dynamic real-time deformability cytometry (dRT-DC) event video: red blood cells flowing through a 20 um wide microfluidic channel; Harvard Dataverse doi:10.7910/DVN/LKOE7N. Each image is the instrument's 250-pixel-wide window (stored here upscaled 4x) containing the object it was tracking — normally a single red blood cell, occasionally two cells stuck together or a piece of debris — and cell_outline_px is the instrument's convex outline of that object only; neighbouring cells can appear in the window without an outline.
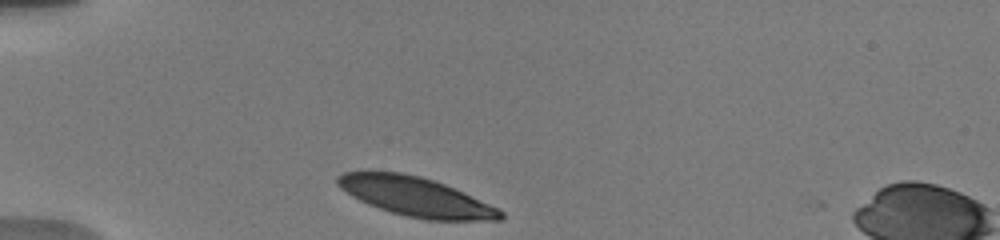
{"species": "human", "species_latin": "Homo sapiens", "temperature_condition": "warm", "stored_images_in_passage": 22, "camera_frame_rate_fps": 3000, "um_per_image_px": 0.085, "donor": {"sex": "male"}, "frame": {"image": 1, "passage_image": 1, "time_ms": 0.0, "image_size_px": [1000, 240], "cell_outline_px": [[504, 216], [500, 220], [428, 220], [408, 216], [392, 212], [368, 204], [352, 196], [340, 188], [336, 184], [336, 176], [344, 172], [400, 172], [420, 176], [444, 184], [500, 208], [504, 212]], "centroid_in_image_um": [35.35, 16.72], "position_along_channel_um": 49.6, "area_um2": 36.82}}
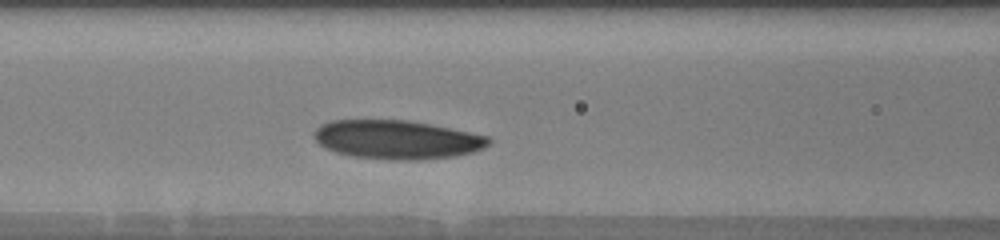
{"frame": {"image": 2, "passage_image": 6, "time_ms": 3.0, "image_size_px": [1000, 240], "cell_outline_px": [[492, 140], [488, 144], [472, 152], [456, 156], [420, 160], [388, 160], [352, 156], [336, 152], [324, 148], [312, 136], [312, 132], [320, 124], [332, 120], [408, 120], [432, 124], [488, 136]], "centroid_in_image_um": [33.69, 11.87], "position_along_channel_um": 132.9, "area_um2": 39.71}}
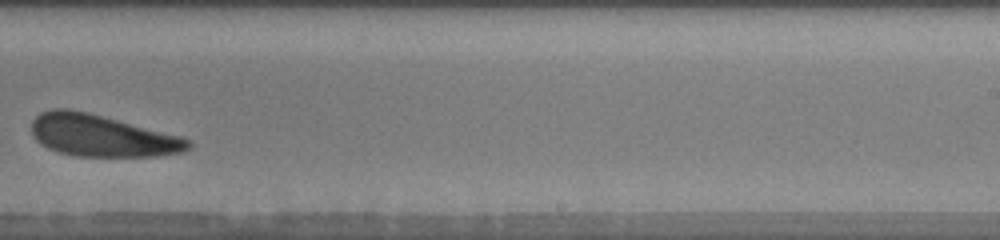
{"frame": {"image": 3, "passage_image": 12, "time_ms": 7.0, "image_size_px": [1000, 240], "cell_outline_px": [[192, 148], [184, 152], [156, 156], [72, 156], [48, 148], [40, 144], [32, 136], [32, 120], [40, 112], [52, 108], [68, 108], [88, 112], [180, 136], [188, 140], [192, 144]], "centroid_in_image_um": [8.62, 11.53], "position_along_channel_um": 280.4, "area_um2": 38.26}, "authors_computed_cell_mechanics": {"area_um2": 38.5815, "velocity_mm_per_s": 3.6994, "shape_relaxation_time_tau1_ms": 1.6525, "shape_relaxation_time_tau2_ms": null, "deformation_change_tau1": 0.0872, "deformation_change_tau2": null}}